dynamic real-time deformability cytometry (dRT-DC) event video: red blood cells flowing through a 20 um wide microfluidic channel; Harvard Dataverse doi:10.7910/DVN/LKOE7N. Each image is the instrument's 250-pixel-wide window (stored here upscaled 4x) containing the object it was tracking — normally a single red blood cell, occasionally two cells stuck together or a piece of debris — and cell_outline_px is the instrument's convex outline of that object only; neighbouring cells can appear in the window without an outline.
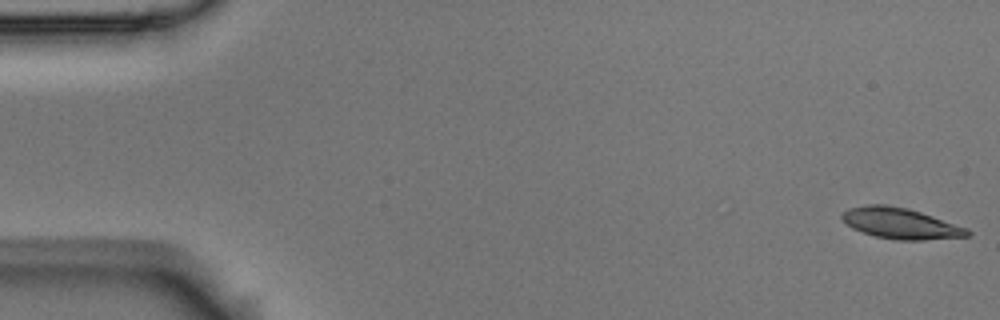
{"species": "Egyptian fruit bat (a non-hibernating species)", "species_latin": "Rousettus aegyptiacus", "temperature_condition": "room temperature", "stored_images_in_passage": 17, "camera_frame_rate_fps": 3000, "um_per_image_px": 0.085, "animal": {"sex": "male"}, "frame": {"image": 1, "passage_image": 1, "time_ms": 0.0, "image_size_px": [1000, 320], "cell_outline_px": [[972, 232], [968, 236], [924, 240], [900, 240], [876, 236], [852, 228], [840, 216], [848, 208], [868, 204], [884, 204], [904, 208], [920, 212], [968, 228]], "centroid_in_image_um": [76.56, 18.99], "position_along_channel_um": 8.4, "area_um2": 22.2}}
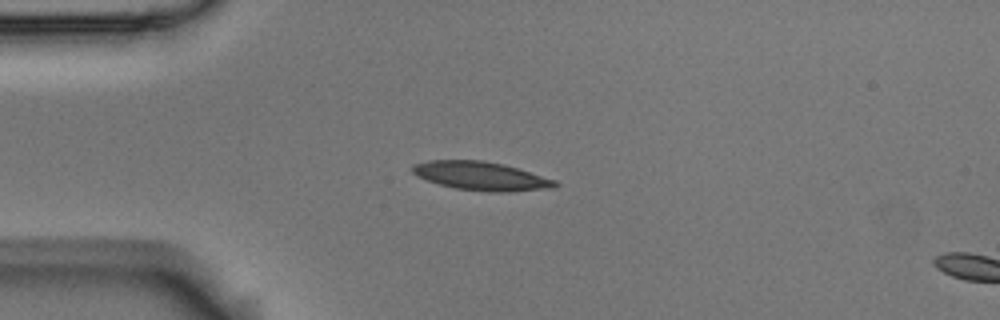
{"frame": {"image": 2, "passage_image": 14, "time_ms": 4.333, "image_size_px": [1000, 320], "cell_outline_px": [[560, 184], [552, 188], [508, 192], [488, 192], [456, 188], [440, 184], [416, 176], [412, 172], [412, 164], [428, 160], [484, 160], [504, 164], [556, 180]], "centroid_in_image_um": [40.89, 14.95], "position_along_channel_um": 44.1, "area_um2": 23.81}}